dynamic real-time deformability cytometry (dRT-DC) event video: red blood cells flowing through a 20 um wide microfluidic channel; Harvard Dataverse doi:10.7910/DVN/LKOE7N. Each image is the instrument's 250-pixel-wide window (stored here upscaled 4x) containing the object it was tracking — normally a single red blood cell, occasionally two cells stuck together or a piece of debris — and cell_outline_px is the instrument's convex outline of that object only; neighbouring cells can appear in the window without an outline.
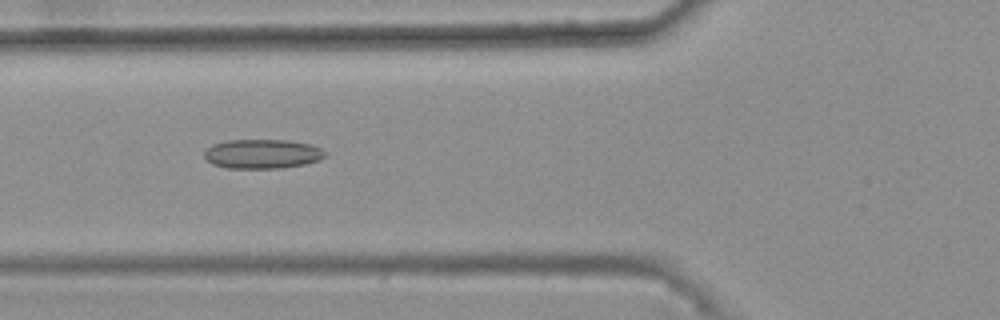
{"species": "common noctule bat (a hibernating species)", "species_latin": "Nyctalus noctula", "temperature_condition": "warm", "stored_images_in_passage": 31, "camera_frame_rate_fps": 3000, "um_per_image_px": 0.085, "animal": {"sex": "female", "body_mass_g": 25.1}, "frame": {"image": 1, "passage_image": 3, "time_ms": 0.667, "image_size_px": [1000, 320], "cell_outline_px": [[328, 152], [320, 160], [304, 164], [280, 168], [228, 168], [212, 164], [204, 156], [204, 152], [212, 144], [228, 140], [288, 140], [312, 144]], "centroid_in_image_um": [22.32, 13.07], "position_along_channel_um": 103.5, "area_um2": 20.69}}
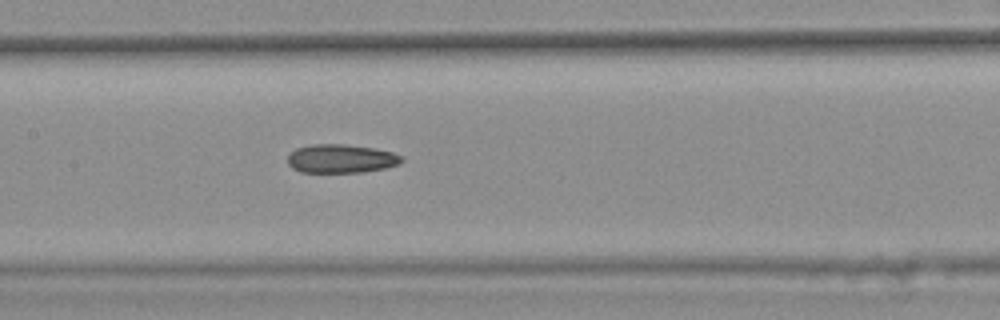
{"frame": {"image": 2, "passage_image": 9, "time_ms": 2.667, "image_size_px": [1000, 320], "cell_outline_px": [[404, 160], [400, 164], [384, 168], [364, 172], [300, 172], [292, 168], [288, 164], [288, 156], [296, 148], [312, 144], [344, 144], [372, 148], [392, 152], [404, 156]], "centroid_in_image_um": [29.01, 13.49], "position_along_channel_um": 178.4, "area_um2": 19.07}}
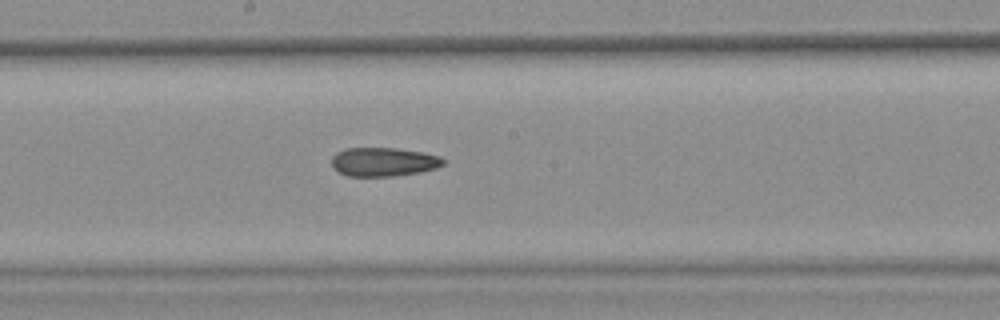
{"frame": {"image": 3, "passage_image": 12, "time_ms": 3.667, "image_size_px": [1000, 320], "cell_outline_px": [[448, 160], [444, 164], [436, 168], [420, 172], [392, 176], [348, 176], [340, 172], [332, 164], [332, 156], [336, 152], [344, 148], [396, 148], [424, 152], [440, 156]], "centroid_in_image_um": [32.65, 13.75], "position_along_channel_um": 215.6, "area_um2": 18.84}}